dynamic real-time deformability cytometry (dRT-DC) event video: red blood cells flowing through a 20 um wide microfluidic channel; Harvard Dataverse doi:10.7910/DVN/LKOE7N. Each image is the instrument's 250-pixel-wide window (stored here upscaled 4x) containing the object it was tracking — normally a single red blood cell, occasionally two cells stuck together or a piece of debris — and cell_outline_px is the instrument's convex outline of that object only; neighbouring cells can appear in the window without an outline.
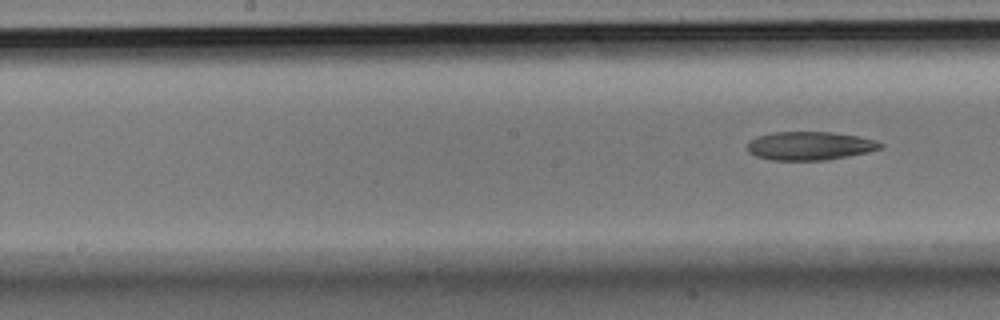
{"species": "Egyptian fruit bat (a non-hibernating species)", "species_latin": "Rousettus aegyptiacus", "temperature_condition": "room temperature", "stored_images_in_passage": 7, "segment_of_instrument_passage": [2, 2], "camera_frame_rate_fps": 3000, "um_per_image_px": 0.085, "animal": {"sex": "male"}, "frame": {"image": 1, "passage_image": 7, "time_ms": 2.0, "image_size_px": [1000, 320], "cell_outline_px": [[884, 144], [880, 148], [848, 156], [824, 160], [772, 160], [756, 156], [748, 152], [748, 140], [756, 136], [772, 132], [832, 132], [860, 136], [876, 140]], "centroid_in_image_um": [68.8, 12.38], "position_along_channel_um": 179.4, "area_um2": 22.08}}